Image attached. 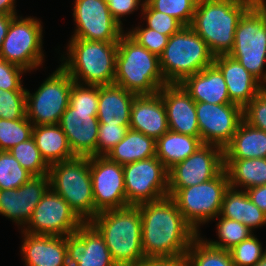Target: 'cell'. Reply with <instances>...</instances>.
Here are the masks:
<instances>
[{
	"label": "cell",
	"instance_id": "cell-1",
	"mask_svg": "<svg viewBox=\"0 0 266 266\" xmlns=\"http://www.w3.org/2000/svg\"><path fill=\"white\" fill-rule=\"evenodd\" d=\"M137 206L142 219L145 258L184 256L198 234L184 220L175 201L166 196Z\"/></svg>",
	"mask_w": 266,
	"mask_h": 266
},
{
	"label": "cell",
	"instance_id": "cell-2",
	"mask_svg": "<svg viewBox=\"0 0 266 266\" xmlns=\"http://www.w3.org/2000/svg\"><path fill=\"white\" fill-rule=\"evenodd\" d=\"M257 0H198L189 27L208 45L214 56L228 54L243 14Z\"/></svg>",
	"mask_w": 266,
	"mask_h": 266
},
{
	"label": "cell",
	"instance_id": "cell-3",
	"mask_svg": "<svg viewBox=\"0 0 266 266\" xmlns=\"http://www.w3.org/2000/svg\"><path fill=\"white\" fill-rule=\"evenodd\" d=\"M90 223L104 238L117 266H136L145 259L138 206L99 212Z\"/></svg>",
	"mask_w": 266,
	"mask_h": 266
},
{
	"label": "cell",
	"instance_id": "cell-4",
	"mask_svg": "<svg viewBox=\"0 0 266 266\" xmlns=\"http://www.w3.org/2000/svg\"><path fill=\"white\" fill-rule=\"evenodd\" d=\"M67 57L60 65L78 84L104 86L114 83L118 42L71 38ZM83 81V82H82Z\"/></svg>",
	"mask_w": 266,
	"mask_h": 266
},
{
	"label": "cell",
	"instance_id": "cell-5",
	"mask_svg": "<svg viewBox=\"0 0 266 266\" xmlns=\"http://www.w3.org/2000/svg\"><path fill=\"white\" fill-rule=\"evenodd\" d=\"M113 84L142 95L157 93L168 83L162 75L159 57L125 31L118 41Z\"/></svg>",
	"mask_w": 266,
	"mask_h": 266
},
{
	"label": "cell",
	"instance_id": "cell-6",
	"mask_svg": "<svg viewBox=\"0 0 266 266\" xmlns=\"http://www.w3.org/2000/svg\"><path fill=\"white\" fill-rule=\"evenodd\" d=\"M50 188L66 200L83 222H90L98 213L90 175V157L75 156L49 167Z\"/></svg>",
	"mask_w": 266,
	"mask_h": 266
},
{
	"label": "cell",
	"instance_id": "cell-7",
	"mask_svg": "<svg viewBox=\"0 0 266 266\" xmlns=\"http://www.w3.org/2000/svg\"><path fill=\"white\" fill-rule=\"evenodd\" d=\"M214 58L206 42L189 26H183L169 37L159 60L165 81L180 84L187 76L211 66Z\"/></svg>",
	"mask_w": 266,
	"mask_h": 266
},
{
	"label": "cell",
	"instance_id": "cell-8",
	"mask_svg": "<svg viewBox=\"0 0 266 266\" xmlns=\"http://www.w3.org/2000/svg\"><path fill=\"white\" fill-rule=\"evenodd\" d=\"M266 87V1L257 0L241 17L228 53Z\"/></svg>",
	"mask_w": 266,
	"mask_h": 266
},
{
	"label": "cell",
	"instance_id": "cell-9",
	"mask_svg": "<svg viewBox=\"0 0 266 266\" xmlns=\"http://www.w3.org/2000/svg\"><path fill=\"white\" fill-rule=\"evenodd\" d=\"M229 188V179L224 169L206 182L176 190L170 197L175 201L184 220L200 234L199 225L219 215L223 197Z\"/></svg>",
	"mask_w": 266,
	"mask_h": 266
},
{
	"label": "cell",
	"instance_id": "cell-10",
	"mask_svg": "<svg viewBox=\"0 0 266 266\" xmlns=\"http://www.w3.org/2000/svg\"><path fill=\"white\" fill-rule=\"evenodd\" d=\"M74 81L59 65L40 87L31 94L26 89V117L34 125L59 124L70 102Z\"/></svg>",
	"mask_w": 266,
	"mask_h": 266
},
{
	"label": "cell",
	"instance_id": "cell-11",
	"mask_svg": "<svg viewBox=\"0 0 266 266\" xmlns=\"http://www.w3.org/2000/svg\"><path fill=\"white\" fill-rule=\"evenodd\" d=\"M43 27L35 17L15 15L0 49V58L24 68L27 72L37 69L44 61Z\"/></svg>",
	"mask_w": 266,
	"mask_h": 266
},
{
	"label": "cell",
	"instance_id": "cell-12",
	"mask_svg": "<svg viewBox=\"0 0 266 266\" xmlns=\"http://www.w3.org/2000/svg\"><path fill=\"white\" fill-rule=\"evenodd\" d=\"M126 200L129 205L168 196V169L155 156L123 165Z\"/></svg>",
	"mask_w": 266,
	"mask_h": 266
},
{
	"label": "cell",
	"instance_id": "cell-13",
	"mask_svg": "<svg viewBox=\"0 0 266 266\" xmlns=\"http://www.w3.org/2000/svg\"><path fill=\"white\" fill-rule=\"evenodd\" d=\"M224 170V149L216 145H201L192 155L168 170V196L213 179Z\"/></svg>",
	"mask_w": 266,
	"mask_h": 266
},
{
	"label": "cell",
	"instance_id": "cell-14",
	"mask_svg": "<svg viewBox=\"0 0 266 266\" xmlns=\"http://www.w3.org/2000/svg\"><path fill=\"white\" fill-rule=\"evenodd\" d=\"M83 223L66 200L49 188L22 231L32 235L65 237L75 233Z\"/></svg>",
	"mask_w": 266,
	"mask_h": 266
},
{
	"label": "cell",
	"instance_id": "cell-15",
	"mask_svg": "<svg viewBox=\"0 0 266 266\" xmlns=\"http://www.w3.org/2000/svg\"><path fill=\"white\" fill-rule=\"evenodd\" d=\"M73 17L76 27L72 38L118 42L124 33L105 0H75Z\"/></svg>",
	"mask_w": 266,
	"mask_h": 266
},
{
	"label": "cell",
	"instance_id": "cell-16",
	"mask_svg": "<svg viewBox=\"0 0 266 266\" xmlns=\"http://www.w3.org/2000/svg\"><path fill=\"white\" fill-rule=\"evenodd\" d=\"M90 175L97 213L130 206L126 200L123 165L107 156H90Z\"/></svg>",
	"mask_w": 266,
	"mask_h": 266
},
{
	"label": "cell",
	"instance_id": "cell-17",
	"mask_svg": "<svg viewBox=\"0 0 266 266\" xmlns=\"http://www.w3.org/2000/svg\"><path fill=\"white\" fill-rule=\"evenodd\" d=\"M200 140L224 149L243 121V108L236 104L195 102Z\"/></svg>",
	"mask_w": 266,
	"mask_h": 266
},
{
	"label": "cell",
	"instance_id": "cell-18",
	"mask_svg": "<svg viewBox=\"0 0 266 266\" xmlns=\"http://www.w3.org/2000/svg\"><path fill=\"white\" fill-rule=\"evenodd\" d=\"M49 188V176L43 175L32 176L16 189H0V214L16 222L23 230Z\"/></svg>",
	"mask_w": 266,
	"mask_h": 266
},
{
	"label": "cell",
	"instance_id": "cell-19",
	"mask_svg": "<svg viewBox=\"0 0 266 266\" xmlns=\"http://www.w3.org/2000/svg\"><path fill=\"white\" fill-rule=\"evenodd\" d=\"M66 247L68 266H117L104 238L90 222L66 236Z\"/></svg>",
	"mask_w": 266,
	"mask_h": 266
},
{
	"label": "cell",
	"instance_id": "cell-20",
	"mask_svg": "<svg viewBox=\"0 0 266 266\" xmlns=\"http://www.w3.org/2000/svg\"><path fill=\"white\" fill-rule=\"evenodd\" d=\"M59 126L75 156H97V112L77 111L69 104L61 116Z\"/></svg>",
	"mask_w": 266,
	"mask_h": 266
},
{
	"label": "cell",
	"instance_id": "cell-21",
	"mask_svg": "<svg viewBox=\"0 0 266 266\" xmlns=\"http://www.w3.org/2000/svg\"><path fill=\"white\" fill-rule=\"evenodd\" d=\"M169 130L200 139L195 101L181 84H166L159 90Z\"/></svg>",
	"mask_w": 266,
	"mask_h": 266
},
{
	"label": "cell",
	"instance_id": "cell-22",
	"mask_svg": "<svg viewBox=\"0 0 266 266\" xmlns=\"http://www.w3.org/2000/svg\"><path fill=\"white\" fill-rule=\"evenodd\" d=\"M129 128L155 140L169 131L166 109L159 92L135 96Z\"/></svg>",
	"mask_w": 266,
	"mask_h": 266
},
{
	"label": "cell",
	"instance_id": "cell-23",
	"mask_svg": "<svg viewBox=\"0 0 266 266\" xmlns=\"http://www.w3.org/2000/svg\"><path fill=\"white\" fill-rule=\"evenodd\" d=\"M213 64L225 79L231 102L243 109L264 88L251 73L228 54L215 56Z\"/></svg>",
	"mask_w": 266,
	"mask_h": 266
},
{
	"label": "cell",
	"instance_id": "cell-24",
	"mask_svg": "<svg viewBox=\"0 0 266 266\" xmlns=\"http://www.w3.org/2000/svg\"><path fill=\"white\" fill-rule=\"evenodd\" d=\"M25 266H68L66 236L32 235L21 231Z\"/></svg>",
	"mask_w": 266,
	"mask_h": 266
},
{
	"label": "cell",
	"instance_id": "cell-25",
	"mask_svg": "<svg viewBox=\"0 0 266 266\" xmlns=\"http://www.w3.org/2000/svg\"><path fill=\"white\" fill-rule=\"evenodd\" d=\"M180 84L195 102L233 104L229 98L225 79L214 64L187 76Z\"/></svg>",
	"mask_w": 266,
	"mask_h": 266
},
{
	"label": "cell",
	"instance_id": "cell-26",
	"mask_svg": "<svg viewBox=\"0 0 266 266\" xmlns=\"http://www.w3.org/2000/svg\"><path fill=\"white\" fill-rule=\"evenodd\" d=\"M136 95L115 84L99 86V123L129 125L131 106Z\"/></svg>",
	"mask_w": 266,
	"mask_h": 266
},
{
	"label": "cell",
	"instance_id": "cell-27",
	"mask_svg": "<svg viewBox=\"0 0 266 266\" xmlns=\"http://www.w3.org/2000/svg\"><path fill=\"white\" fill-rule=\"evenodd\" d=\"M266 158V132L244 120L231 142L224 148V159Z\"/></svg>",
	"mask_w": 266,
	"mask_h": 266
},
{
	"label": "cell",
	"instance_id": "cell-28",
	"mask_svg": "<svg viewBox=\"0 0 266 266\" xmlns=\"http://www.w3.org/2000/svg\"><path fill=\"white\" fill-rule=\"evenodd\" d=\"M32 137L49 166L75 157L59 124L34 126Z\"/></svg>",
	"mask_w": 266,
	"mask_h": 266
},
{
	"label": "cell",
	"instance_id": "cell-29",
	"mask_svg": "<svg viewBox=\"0 0 266 266\" xmlns=\"http://www.w3.org/2000/svg\"><path fill=\"white\" fill-rule=\"evenodd\" d=\"M106 156L121 165L152 158L156 156V140L129 128Z\"/></svg>",
	"mask_w": 266,
	"mask_h": 266
},
{
	"label": "cell",
	"instance_id": "cell-30",
	"mask_svg": "<svg viewBox=\"0 0 266 266\" xmlns=\"http://www.w3.org/2000/svg\"><path fill=\"white\" fill-rule=\"evenodd\" d=\"M229 187L244 191L266 184V158L224 159ZM237 187V188H236Z\"/></svg>",
	"mask_w": 266,
	"mask_h": 266
},
{
	"label": "cell",
	"instance_id": "cell-31",
	"mask_svg": "<svg viewBox=\"0 0 266 266\" xmlns=\"http://www.w3.org/2000/svg\"><path fill=\"white\" fill-rule=\"evenodd\" d=\"M201 145L203 143L198 137L169 130L156 140V157L169 170L192 155Z\"/></svg>",
	"mask_w": 266,
	"mask_h": 266
},
{
	"label": "cell",
	"instance_id": "cell-32",
	"mask_svg": "<svg viewBox=\"0 0 266 266\" xmlns=\"http://www.w3.org/2000/svg\"><path fill=\"white\" fill-rule=\"evenodd\" d=\"M185 257L188 266H235L228 250L211 246L200 234L192 240Z\"/></svg>",
	"mask_w": 266,
	"mask_h": 266
},
{
	"label": "cell",
	"instance_id": "cell-33",
	"mask_svg": "<svg viewBox=\"0 0 266 266\" xmlns=\"http://www.w3.org/2000/svg\"><path fill=\"white\" fill-rule=\"evenodd\" d=\"M216 218H218L216 231L219 241L204 239L213 247L229 251L234 246L253 235V231L241 222L219 215Z\"/></svg>",
	"mask_w": 266,
	"mask_h": 266
},
{
	"label": "cell",
	"instance_id": "cell-34",
	"mask_svg": "<svg viewBox=\"0 0 266 266\" xmlns=\"http://www.w3.org/2000/svg\"><path fill=\"white\" fill-rule=\"evenodd\" d=\"M9 152L33 176L48 175L50 166L42 158L33 137L14 146Z\"/></svg>",
	"mask_w": 266,
	"mask_h": 266
},
{
	"label": "cell",
	"instance_id": "cell-35",
	"mask_svg": "<svg viewBox=\"0 0 266 266\" xmlns=\"http://www.w3.org/2000/svg\"><path fill=\"white\" fill-rule=\"evenodd\" d=\"M34 125L27 117L18 120L0 119V151H9L33 136Z\"/></svg>",
	"mask_w": 266,
	"mask_h": 266
},
{
	"label": "cell",
	"instance_id": "cell-36",
	"mask_svg": "<svg viewBox=\"0 0 266 266\" xmlns=\"http://www.w3.org/2000/svg\"><path fill=\"white\" fill-rule=\"evenodd\" d=\"M198 0H145L141 9H155L177 19L183 26L192 22Z\"/></svg>",
	"mask_w": 266,
	"mask_h": 266
},
{
	"label": "cell",
	"instance_id": "cell-37",
	"mask_svg": "<svg viewBox=\"0 0 266 266\" xmlns=\"http://www.w3.org/2000/svg\"><path fill=\"white\" fill-rule=\"evenodd\" d=\"M32 176L9 151H0V189H16Z\"/></svg>",
	"mask_w": 266,
	"mask_h": 266
},
{
	"label": "cell",
	"instance_id": "cell-38",
	"mask_svg": "<svg viewBox=\"0 0 266 266\" xmlns=\"http://www.w3.org/2000/svg\"><path fill=\"white\" fill-rule=\"evenodd\" d=\"M26 117V90L0 89V119L18 120Z\"/></svg>",
	"mask_w": 266,
	"mask_h": 266
},
{
	"label": "cell",
	"instance_id": "cell-39",
	"mask_svg": "<svg viewBox=\"0 0 266 266\" xmlns=\"http://www.w3.org/2000/svg\"><path fill=\"white\" fill-rule=\"evenodd\" d=\"M262 243L253 234L229 250L235 266H254L266 253ZM264 250V251H263Z\"/></svg>",
	"mask_w": 266,
	"mask_h": 266
},
{
	"label": "cell",
	"instance_id": "cell-40",
	"mask_svg": "<svg viewBox=\"0 0 266 266\" xmlns=\"http://www.w3.org/2000/svg\"><path fill=\"white\" fill-rule=\"evenodd\" d=\"M98 101L99 86L73 83L69 104L77 111L97 112Z\"/></svg>",
	"mask_w": 266,
	"mask_h": 266
},
{
	"label": "cell",
	"instance_id": "cell-41",
	"mask_svg": "<svg viewBox=\"0 0 266 266\" xmlns=\"http://www.w3.org/2000/svg\"><path fill=\"white\" fill-rule=\"evenodd\" d=\"M141 46L145 47L149 52L160 57L168 43L169 36L163 35L156 30L141 25L132 28L127 32Z\"/></svg>",
	"mask_w": 266,
	"mask_h": 266
},
{
	"label": "cell",
	"instance_id": "cell-42",
	"mask_svg": "<svg viewBox=\"0 0 266 266\" xmlns=\"http://www.w3.org/2000/svg\"><path fill=\"white\" fill-rule=\"evenodd\" d=\"M129 129V125H109L99 123L97 136V156H106L116 146Z\"/></svg>",
	"mask_w": 266,
	"mask_h": 266
},
{
	"label": "cell",
	"instance_id": "cell-43",
	"mask_svg": "<svg viewBox=\"0 0 266 266\" xmlns=\"http://www.w3.org/2000/svg\"><path fill=\"white\" fill-rule=\"evenodd\" d=\"M144 19L147 23L146 26L157 32L171 36L177 33L183 25L174 17L156 11L155 9H141Z\"/></svg>",
	"mask_w": 266,
	"mask_h": 266
},
{
	"label": "cell",
	"instance_id": "cell-44",
	"mask_svg": "<svg viewBox=\"0 0 266 266\" xmlns=\"http://www.w3.org/2000/svg\"><path fill=\"white\" fill-rule=\"evenodd\" d=\"M243 120L250 126L266 132V87L243 109Z\"/></svg>",
	"mask_w": 266,
	"mask_h": 266
},
{
	"label": "cell",
	"instance_id": "cell-45",
	"mask_svg": "<svg viewBox=\"0 0 266 266\" xmlns=\"http://www.w3.org/2000/svg\"><path fill=\"white\" fill-rule=\"evenodd\" d=\"M243 188L240 190L229 187L223 197L219 216L242 223Z\"/></svg>",
	"mask_w": 266,
	"mask_h": 266
},
{
	"label": "cell",
	"instance_id": "cell-46",
	"mask_svg": "<svg viewBox=\"0 0 266 266\" xmlns=\"http://www.w3.org/2000/svg\"><path fill=\"white\" fill-rule=\"evenodd\" d=\"M23 73H27L24 68L0 58V89L26 90L21 81Z\"/></svg>",
	"mask_w": 266,
	"mask_h": 266
},
{
	"label": "cell",
	"instance_id": "cell-47",
	"mask_svg": "<svg viewBox=\"0 0 266 266\" xmlns=\"http://www.w3.org/2000/svg\"><path fill=\"white\" fill-rule=\"evenodd\" d=\"M242 223L251 231L253 229L266 225V214L259 209L248 197L247 192L243 190V211Z\"/></svg>",
	"mask_w": 266,
	"mask_h": 266
},
{
	"label": "cell",
	"instance_id": "cell-48",
	"mask_svg": "<svg viewBox=\"0 0 266 266\" xmlns=\"http://www.w3.org/2000/svg\"><path fill=\"white\" fill-rule=\"evenodd\" d=\"M113 18L122 26L121 18L144 6L145 0H105Z\"/></svg>",
	"mask_w": 266,
	"mask_h": 266
},
{
	"label": "cell",
	"instance_id": "cell-49",
	"mask_svg": "<svg viewBox=\"0 0 266 266\" xmlns=\"http://www.w3.org/2000/svg\"><path fill=\"white\" fill-rule=\"evenodd\" d=\"M136 266H188V262L184 255L171 258H145Z\"/></svg>",
	"mask_w": 266,
	"mask_h": 266
},
{
	"label": "cell",
	"instance_id": "cell-50",
	"mask_svg": "<svg viewBox=\"0 0 266 266\" xmlns=\"http://www.w3.org/2000/svg\"><path fill=\"white\" fill-rule=\"evenodd\" d=\"M250 200L266 214V184L246 190Z\"/></svg>",
	"mask_w": 266,
	"mask_h": 266
},
{
	"label": "cell",
	"instance_id": "cell-51",
	"mask_svg": "<svg viewBox=\"0 0 266 266\" xmlns=\"http://www.w3.org/2000/svg\"><path fill=\"white\" fill-rule=\"evenodd\" d=\"M14 16L15 15L0 14V49L3 43V40L7 35L10 22Z\"/></svg>",
	"mask_w": 266,
	"mask_h": 266
},
{
	"label": "cell",
	"instance_id": "cell-52",
	"mask_svg": "<svg viewBox=\"0 0 266 266\" xmlns=\"http://www.w3.org/2000/svg\"><path fill=\"white\" fill-rule=\"evenodd\" d=\"M15 0H0V14L17 15Z\"/></svg>",
	"mask_w": 266,
	"mask_h": 266
},
{
	"label": "cell",
	"instance_id": "cell-53",
	"mask_svg": "<svg viewBox=\"0 0 266 266\" xmlns=\"http://www.w3.org/2000/svg\"><path fill=\"white\" fill-rule=\"evenodd\" d=\"M254 266H266V253Z\"/></svg>",
	"mask_w": 266,
	"mask_h": 266
}]
</instances>
